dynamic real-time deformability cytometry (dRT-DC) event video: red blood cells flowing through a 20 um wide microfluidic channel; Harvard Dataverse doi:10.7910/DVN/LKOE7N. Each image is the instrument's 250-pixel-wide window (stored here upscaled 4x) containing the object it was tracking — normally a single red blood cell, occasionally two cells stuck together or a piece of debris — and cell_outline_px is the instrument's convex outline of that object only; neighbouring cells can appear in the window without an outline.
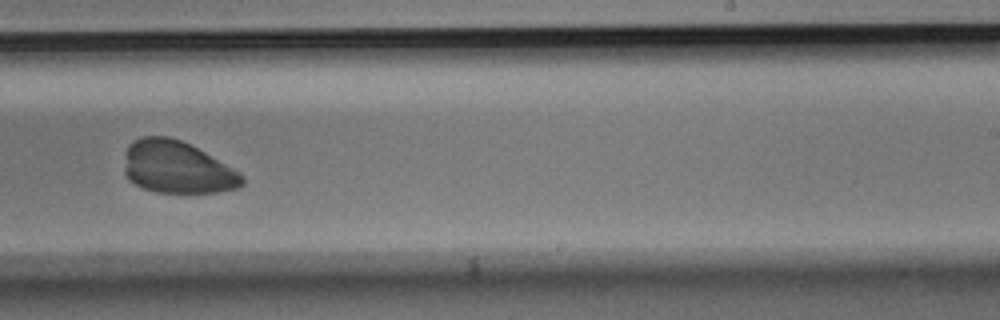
{"species": "Egyptian fruit bat (a non-hibernating species)", "species_latin": "Rousettus aegyptiacus", "temperature_condition": "room temperature", "stored_images_in_passage": 11, "camera_frame_rate_fps": 3000, "um_per_image_px": 0.085, "animal": {"sex": "male"}, "frame": {"image": 1, "passage_image": 7, "time_ms": 2.0, "image_size_px": [1000, 320], "cell_outline_px": [[244, 184], [236, 188], [216, 192], [156, 192], [144, 188], [136, 184], [124, 172], [124, 168], [128, 144], [144, 136], [168, 136], [180, 140], [204, 152], [240, 172], [244, 176]], "centroid_in_image_um": [15.06, 14.22], "position_along_channel_um": 273.9, "area_um2": 35.37}}